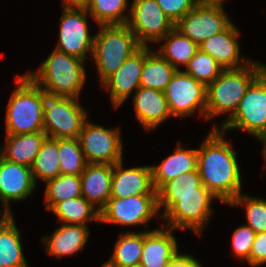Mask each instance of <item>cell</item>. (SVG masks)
<instances>
[{"label": "cell", "instance_id": "cell-1", "mask_svg": "<svg viewBox=\"0 0 266 267\" xmlns=\"http://www.w3.org/2000/svg\"><path fill=\"white\" fill-rule=\"evenodd\" d=\"M216 125L197 149V170L202 184L222 203L230 204L241 192L237 153Z\"/></svg>", "mask_w": 266, "mask_h": 267}, {"label": "cell", "instance_id": "cell-2", "mask_svg": "<svg viewBox=\"0 0 266 267\" xmlns=\"http://www.w3.org/2000/svg\"><path fill=\"white\" fill-rule=\"evenodd\" d=\"M265 69L266 65L253 60L238 69H223L220 75L207 85L206 120L229 113L220 124L221 127L234 115L247 88Z\"/></svg>", "mask_w": 266, "mask_h": 267}, {"label": "cell", "instance_id": "cell-3", "mask_svg": "<svg viewBox=\"0 0 266 267\" xmlns=\"http://www.w3.org/2000/svg\"><path fill=\"white\" fill-rule=\"evenodd\" d=\"M84 62L54 49L37 71L26 74L49 96L79 99L86 81Z\"/></svg>", "mask_w": 266, "mask_h": 267}, {"label": "cell", "instance_id": "cell-4", "mask_svg": "<svg viewBox=\"0 0 266 267\" xmlns=\"http://www.w3.org/2000/svg\"><path fill=\"white\" fill-rule=\"evenodd\" d=\"M16 88L7 103L6 134L44 132L46 93L27 75L15 79Z\"/></svg>", "mask_w": 266, "mask_h": 267}, {"label": "cell", "instance_id": "cell-5", "mask_svg": "<svg viewBox=\"0 0 266 267\" xmlns=\"http://www.w3.org/2000/svg\"><path fill=\"white\" fill-rule=\"evenodd\" d=\"M158 209L163 208L159 218L166 221V227L190 229L200 237L212 215L211 204L217 199L203 184L199 194L157 195Z\"/></svg>", "mask_w": 266, "mask_h": 267}, {"label": "cell", "instance_id": "cell-6", "mask_svg": "<svg viewBox=\"0 0 266 267\" xmlns=\"http://www.w3.org/2000/svg\"><path fill=\"white\" fill-rule=\"evenodd\" d=\"M94 35L92 59L96 64L100 84L135 53L141 45L134 33L125 25H99Z\"/></svg>", "mask_w": 266, "mask_h": 267}, {"label": "cell", "instance_id": "cell-7", "mask_svg": "<svg viewBox=\"0 0 266 267\" xmlns=\"http://www.w3.org/2000/svg\"><path fill=\"white\" fill-rule=\"evenodd\" d=\"M219 129L224 133L242 129L259 141L266 135V69L250 84L234 115Z\"/></svg>", "mask_w": 266, "mask_h": 267}, {"label": "cell", "instance_id": "cell-8", "mask_svg": "<svg viewBox=\"0 0 266 267\" xmlns=\"http://www.w3.org/2000/svg\"><path fill=\"white\" fill-rule=\"evenodd\" d=\"M86 120L87 111L79 99L46 94L43 127L48 138H78Z\"/></svg>", "mask_w": 266, "mask_h": 267}, {"label": "cell", "instance_id": "cell-9", "mask_svg": "<svg viewBox=\"0 0 266 267\" xmlns=\"http://www.w3.org/2000/svg\"><path fill=\"white\" fill-rule=\"evenodd\" d=\"M119 128H105L88 120L78 136L87 163L110 164L123 160V142Z\"/></svg>", "mask_w": 266, "mask_h": 267}, {"label": "cell", "instance_id": "cell-10", "mask_svg": "<svg viewBox=\"0 0 266 267\" xmlns=\"http://www.w3.org/2000/svg\"><path fill=\"white\" fill-rule=\"evenodd\" d=\"M88 16L84 6H63L56 50L83 60L88 53L92 57L94 35L88 29Z\"/></svg>", "mask_w": 266, "mask_h": 267}, {"label": "cell", "instance_id": "cell-11", "mask_svg": "<svg viewBox=\"0 0 266 267\" xmlns=\"http://www.w3.org/2000/svg\"><path fill=\"white\" fill-rule=\"evenodd\" d=\"M206 93L207 86L183 70L175 72L164 91L173 117H188L199 111V115L205 120Z\"/></svg>", "mask_w": 266, "mask_h": 267}, {"label": "cell", "instance_id": "cell-12", "mask_svg": "<svg viewBox=\"0 0 266 267\" xmlns=\"http://www.w3.org/2000/svg\"><path fill=\"white\" fill-rule=\"evenodd\" d=\"M157 194L109 198L100 210V222L124 226L144 225L159 214ZM146 224V225H145Z\"/></svg>", "mask_w": 266, "mask_h": 267}, {"label": "cell", "instance_id": "cell-13", "mask_svg": "<svg viewBox=\"0 0 266 267\" xmlns=\"http://www.w3.org/2000/svg\"><path fill=\"white\" fill-rule=\"evenodd\" d=\"M126 25L141 46L151 42L158 44L175 27L156 0H133Z\"/></svg>", "mask_w": 266, "mask_h": 267}, {"label": "cell", "instance_id": "cell-14", "mask_svg": "<svg viewBox=\"0 0 266 267\" xmlns=\"http://www.w3.org/2000/svg\"><path fill=\"white\" fill-rule=\"evenodd\" d=\"M231 23L224 6L199 2L175 24V28L199 45L224 31Z\"/></svg>", "mask_w": 266, "mask_h": 267}, {"label": "cell", "instance_id": "cell-15", "mask_svg": "<svg viewBox=\"0 0 266 267\" xmlns=\"http://www.w3.org/2000/svg\"><path fill=\"white\" fill-rule=\"evenodd\" d=\"M150 51L148 46H141L101 84L102 88L110 91V101L114 109L121 106L140 87L144 59Z\"/></svg>", "mask_w": 266, "mask_h": 267}, {"label": "cell", "instance_id": "cell-16", "mask_svg": "<svg viewBox=\"0 0 266 267\" xmlns=\"http://www.w3.org/2000/svg\"><path fill=\"white\" fill-rule=\"evenodd\" d=\"M35 187L31 167L9 161L0 155V202L5 215H13L9 206L11 201L27 199Z\"/></svg>", "mask_w": 266, "mask_h": 267}, {"label": "cell", "instance_id": "cell-17", "mask_svg": "<svg viewBox=\"0 0 266 267\" xmlns=\"http://www.w3.org/2000/svg\"><path fill=\"white\" fill-rule=\"evenodd\" d=\"M240 35V30L232 22L224 31L209 37L198 47L212 56L223 69H238L252 61L240 53Z\"/></svg>", "mask_w": 266, "mask_h": 267}, {"label": "cell", "instance_id": "cell-18", "mask_svg": "<svg viewBox=\"0 0 266 267\" xmlns=\"http://www.w3.org/2000/svg\"><path fill=\"white\" fill-rule=\"evenodd\" d=\"M142 194H157L152 183L151 165L124 169L123 160L115 163L110 198H127Z\"/></svg>", "mask_w": 266, "mask_h": 267}, {"label": "cell", "instance_id": "cell-19", "mask_svg": "<svg viewBox=\"0 0 266 267\" xmlns=\"http://www.w3.org/2000/svg\"><path fill=\"white\" fill-rule=\"evenodd\" d=\"M136 118L146 131L154 130L171 115L164 92L140 86L133 94Z\"/></svg>", "mask_w": 266, "mask_h": 267}, {"label": "cell", "instance_id": "cell-20", "mask_svg": "<svg viewBox=\"0 0 266 267\" xmlns=\"http://www.w3.org/2000/svg\"><path fill=\"white\" fill-rule=\"evenodd\" d=\"M172 228L144 230V246L140 265L143 267H167L179 253Z\"/></svg>", "mask_w": 266, "mask_h": 267}, {"label": "cell", "instance_id": "cell-21", "mask_svg": "<svg viewBox=\"0 0 266 267\" xmlns=\"http://www.w3.org/2000/svg\"><path fill=\"white\" fill-rule=\"evenodd\" d=\"M113 165L87 163L80 175L82 196L101 210L111 197Z\"/></svg>", "mask_w": 266, "mask_h": 267}, {"label": "cell", "instance_id": "cell-22", "mask_svg": "<svg viewBox=\"0 0 266 267\" xmlns=\"http://www.w3.org/2000/svg\"><path fill=\"white\" fill-rule=\"evenodd\" d=\"M61 224L51 235L42 237L46 252L57 259L82 250L90 236L87 225Z\"/></svg>", "mask_w": 266, "mask_h": 267}, {"label": "cell", "instance_id": "cell-23", "mask_svg": "<svg viewBox=\"0 0 266 267\" xmlns=\"http://www.w3.org/2000/svg\"><path fill=\"white\" fill-rule=\"evenodd\" d=\"M197 169V149L183 148L178 142L175 151L158 165H151L152 183L158 191L166 182Z\"/></svg>", "mask_w": 266, "mask_h": 267}, {"label": "cell", "instance_id": "cell-24", "mask_svg": "<svg viewBox=\"0 0 266 267\" xmlns=\"http://www.w3.org/2000/svg\"><path fill=\"white\" fill-rule=\"evenodd\" d=\"M46 138L44 132L6 134V143L0 147V155L9 161L31 167Z\"/></svg>", "mask_w": 266, "mask_h": 267}, {"label": "cell", "instance_id": "cell-25", "mask_svg": "<svg viewBox=\"0 0 266 267\" xmlns=\"http://www.w3.org/2000/svg\"><path fill=\"white\" fill-rule=\"evenodd\" d=\"M0 212V267H29L23 253L21 230L17 229L13 215Z\"/></svg>", "mask_w": 266, "mask_h": 267}, {"label": "cell", "instance_id": "cell-26", "mask_svg": "<svg viewBox=\"0 0 266 267\" xmlns=\"http://www.w3.org/2000/svg\"><path fill=\"white\" fill-rule=\"evenodd\" d=\"M159 42L163 43L157 52L177 70H180L178 65L186 67L199 49L195 42L183 35L175 27Z\"/></svg>", "mask_w": 266, "mask_h": 267}, {"label": "cell", "instance_id": "cell-27", "mask_svg": "<svg viewBox=\"0 0 266 267\" xmlns=\"http://www.w3.org/2000/svg\"><path fill=\"white\" fill-rule=\"evenodd\" d=\"M110 259L105 267H129L139 265L144 246V231L123 233L114 244Z\"/></svg>", "mask_w": 266, "mask_h": 267}, {"label": "cell", "instance_id": "cell-28", "mask_svg": "<svg viewBox=\"0 0 266 267\" xmlns=\"http://www.w3.org/2000/svg\"><path fill=\"white\" fill-rule=\"evenodd\" d=\"M176 71L158 52L151 50L144 59L140 86L164 92Z\"/></svg>", "mask_w": 266, "mask_h": 267}, {"label": "cell", "instance_id": "cell-29", "mask_svg": "<svg viewBox=\"0 0 266 267\" xmlns=\"http://www.w3.org/2000/svg\"><path fill=\"white\" fill-rule=\"evenodd\" d=\"M50 211L58 217V223L87 225V221L100 222V210L83 196L57 203Z\"/></svg>", "mask_w": 266, "mask_h": 267}, {"label": "cell", "instance_id": "cell-30", "mask_svg": "<svg viewBox=\"0 0 266 267\" xmlns=\"http://www.w3.org/2000/svg\"><path fill=\"white\" fill-rule=\"evenodd\" d=\"M128 3V0H87L84 7L98 25H125L130 13Z\"/></svg>", "mask_w": 266, "mask_h": 267}, {"label": "cell", "instance_id": "cell-31", "mask_svg": "<svg viewBox=\"0 0 266 267\" xmlns=\"http://www.w3.org/2000/svg\"><path fill=\"white\" fill-rule=\"evenodd\" d=\"M32 177L37 185V178L46 182L61 174L58 139L46 138L31 166Z\"/></svg>", "mask_w": 266, "mask_h": 267}, {"label": "cell", "instance_id": "cell-32", "mask_svg": "<svg viewBox=\"0 0 266 267\" xmlns=\"http://www.w3.org/2000/svg\"><path fill=\"white\" fill-rule=\"evenodd\" d=\"M45 209L51 210L57 203L82 196L80 175L60 174L46 181Z\"/></svg>", "mask_w": 266, "mask_h": 267}, {"label": "cell", "instance_id": "cell-33", "mask_svg": "<svg viewBox=\"0 0 266 267\" xmlns=\"http://www.w3.org/2000/svg\"><path fill=\"white\" fill-rule=\"evenodd\" d=\"M61 174L81 175L87 161L78 138L58 139Z\"/></svg>", "mask_w": 266, "mask_h": 267}, {"label": "cell", "instance_id": "cell-34", "mask_svg": "<svg viewBox=\"0 0 266 267\" xmlns=\"http://www.w3.org/2000/svg\"><path fill=\"white\" fill-rule=\"evenodd\" d=\"M185 69V73L206 86L212 83L223 70L212 56L200 49L197 50Z\"/></svg>", "mask_w": 266, "mask_h": 267}, {"label": "cell", "instance_id": "cell-35", "mask_svg": "<svg viewBox=\"0 0 266 267\" xmlns=\"http://www.w3.org/2000/svg\"><path fill=\"white\" fill-rule=\"evenodd\" d=\"M244 206L247 224L256 234L266 232V199L240 193L228 206Z\"/></svg>", "mask_w": 266, "mask_h": 267}, {"label": "cell", "instance_id": "cell-36", "mask_svg": "<svg viewBox=\"0 0 266 267\" xmlns=\"http://www.w3.org/2000/svg\"><path fill=\"white\" fill-rule=\"evenodd\" d=\"M202 181L198 170L181 174L177 178L166 182L158 191L157 195H188L199 194Z\"/></svg>", "mask_w": 266, "mask_h": 267}, {"label": "cell", "instance_id": "cell-37", "mask_svg": "<svg viewBox=\"0 0 266 267\" xmlns=\"http://www.w3.org/2000/svg\"><path fill=\"white\" fill-rule=\"evenodd\" d=\"M256 233L248 225L237 227L232 235V250L235 257L245 259L250 265V253Z\"/></svg>", "mask_w": 266, "mask_h": 267}, {"label": "cell", "instance_id": "cell-38", "mask_svg": "<svg viewBox=\"0 0 266 267\" xmlns=\"http://www.w3.org/2000/svg\"><path fill=\"white\" fill-rule=\"evenodd\" d=\"M163 12L176 24L191 11L200 0H156Z\"/></svg>", "mask_w": 266, "mask_h": 267}, {"label": "cell", "instance_id": "cell-39", "mask_svg": "<svg viewBox=\"0 0 266 267\" xmlns=\"http://www.w3.org/2000/svg\"><path fill=\"white\" fill-rule=\"evenodd\" d=\"M266 263V232L258 233L252 244L250 253L251 267H260Z\"/></svg>", "mask_w": 266, "mask_h": 267}, {"label": "cell", "instance_id": "cell-40", "mask_svg": "<svg viewBox=\"0 0 266 267\" xmlns=\"http://www.w3.org/2000/svg\"><path fill=\"white\" fill-rule=\"evenodd\" d=\"M178 267H203L198 259L189 254L178 253Z\"/></svg>", "mask_w": 266, "mask_h": 267}, {"label": "cell", "instance_id": "cell-41", "mask_svg": "<svg viewBox=\"0 0 266 267\" xmlns=\"http://www.w3.org/2000/svg\"><path fill=\"white\" fill-rule=\"evenodd\" d=\"M63 6H85L87 0H62Z\"/></svg>", "mask_w": 266, "mask_h": 267}, {"label": "cell", "instance_id": "cell-42", "mask_svg": "<svg viewBox=\"0 0 266 267\" xmlns=\"http://www.w3.org/2000/svg\"><path fill=\"white\" fill-rule=\"evenodd\" d=\"M225 1L226 0H200V2L205 3V4L219 5V6H223Z\"/></svg>", "mask_w": 266, "mask_h": 267}, {"label": "cell", "instance_id": "cell-43", "mask_svg": "<svg viewBox=\"0 0 266 267\" xmlns=\"http://www.w3.org/2000/svg\"><path fill=\"white\" fill-rule=\"evenodd\" d=\"M260 142L263 143L262 155L264 156V158H265L264 161L266 162V135L260 140Z\"/></svg>", "mask_w": 266, "mask_h": 267}, {"label": "cell", "instance_id": "cell-44", "mask_svg": "<svg viewBox=\"0 0 266 267\" xmlns=\"http://www.w3.org/2000/svg\"><path fill=\"white\" fill-rule=\"evenodd\" d=\"M167 267H178V254L169 262Z\"/></svg>", "mask_w": 266, "mask_h": 267}, {"label": "cell", "instance_id": "cell-45", "mask_svg": "<svg viewBox=\"0 0 266 267\" xmlns=\"http://www.w3.org/2000/svg\"><path fill=\"white\" fill-rule=\"evenodd\" d=\"M129 267H143L142 265H135V266H129Z\"/></svg>", "mask_w": 266, "mask_h": 267}]
</instances>
